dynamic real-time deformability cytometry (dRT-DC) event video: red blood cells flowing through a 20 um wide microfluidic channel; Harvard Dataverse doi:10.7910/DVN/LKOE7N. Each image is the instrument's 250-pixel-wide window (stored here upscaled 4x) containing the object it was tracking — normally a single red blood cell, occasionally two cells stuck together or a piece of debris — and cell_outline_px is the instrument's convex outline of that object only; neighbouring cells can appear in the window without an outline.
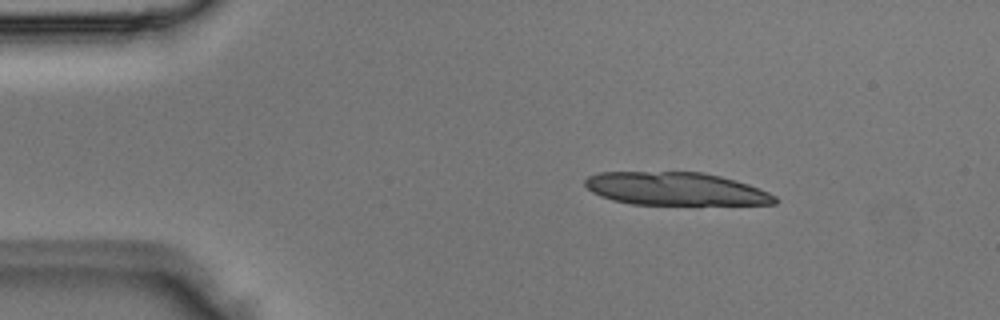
{"species": "Egyptian fruit bat (a non-hibernating species)", "species_latin": "Rousettus aegyptiacus", "temperature_condition": "room temperature", "stored_images_in_passage": 4, "camera_frame_rate_fps": 3000, "um_per_image_px": 0.085, "animal": {"sex": "male"}, "frame": {"image": 1, "passage_image": 2, "time_ms": 0.333, "image_size_px": [1000, 320], "cell_outline_px": [[780, 200], [776, 204], [632, 204], [612, 200], [600, 196], [592, 192], [584, 184], [584, 180], [588, 176], [600, 172], [704, 172], [736, 180], [748, 184], [768, 192], [776, 196]], "centroid_in_image_um": [57.42, 16.05], "position_along_channel_um": 27.6, "area_um2": 36.47}}